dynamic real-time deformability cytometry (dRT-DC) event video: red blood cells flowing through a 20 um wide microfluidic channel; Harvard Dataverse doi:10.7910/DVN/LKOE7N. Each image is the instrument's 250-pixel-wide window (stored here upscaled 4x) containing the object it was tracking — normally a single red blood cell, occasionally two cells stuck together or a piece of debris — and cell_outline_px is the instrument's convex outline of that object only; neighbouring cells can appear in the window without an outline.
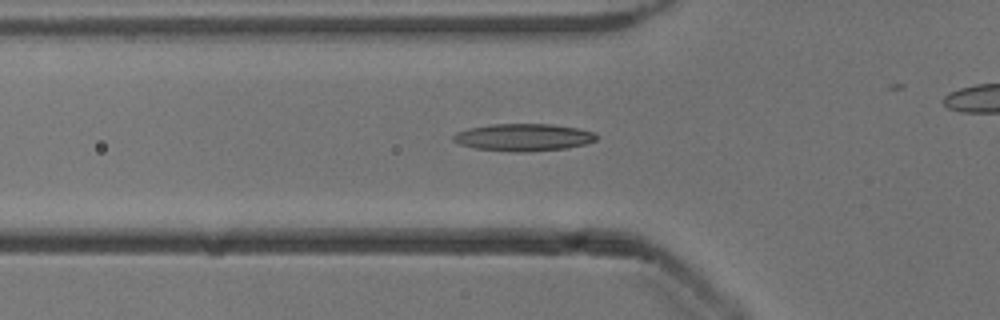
{"species": "common noctule bat (a hibernating species)", "species_latin": "Nyctalus noctula", "temperature_condition": "cold", "stored_images_in_passage": 43, "camera_frame_rate_fps": 3000, "um_per_image_px": 0.085, "animal": {"sex": "male", "body_mass_g": 13.3}, "frame": {"image": 1, "passage_image": 18, "time_ms": 5.667, "image_size_px": [1000, 320], "cell_outline_px": [[600, 136], [596, 140], [584, 144], [568, 148], [520, 152], [516, 152], [476, 148], [460, 144], [452, 140], [452, 136], [456, 132], [468, 128], [492, 124], [552, 124], [580, 128], [596, 132]], "centroid_in_image_um": [44.54, 11.66], "position_along_channel_um": 81.3, "area_um2": 22.89}}
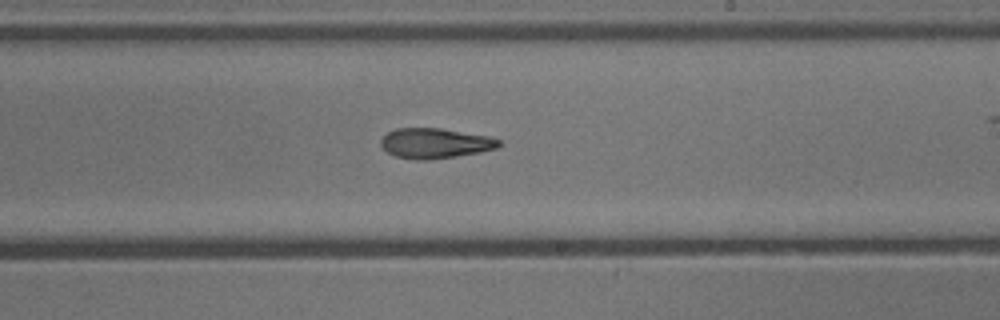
{"frame": {"image": 2, "passage_image": 31, "time_ms": 10.0, "image_size_px": [1000, 320], "cell_outline_px": [[500, 144], [496, 148], [480, 152], [456, 156], [428, 160], [416, 160], [396, 156], [388, 152], [380, 144], [380, 140], [388, 132], [396, 128], [440, 128], [488, 136], [500, 140]], "centroid_in_image_um": [36.96, 12.17], "position_along_channel_um": 252.0, "area_um2": 20.58}}
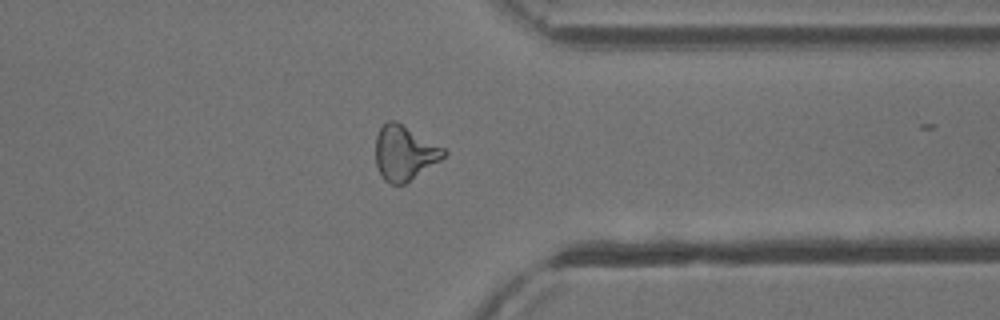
{"frame": {"image": 3, "passage_image": 41, "time_ms": 13.333, "image_size_px": [1000, 320], "cell_outline_px": [[448, 152], [440, 160], [404, 184], [392, 184], [384, 180], [380, 176], [376, 164], [376, 136], [380, 128], [388, 120], [396, 120], [444, 148]], "centroid_in_image_um": [34.36, 12.99], "position_along_channel_um": 377.0, "area_um2": 21.56}}